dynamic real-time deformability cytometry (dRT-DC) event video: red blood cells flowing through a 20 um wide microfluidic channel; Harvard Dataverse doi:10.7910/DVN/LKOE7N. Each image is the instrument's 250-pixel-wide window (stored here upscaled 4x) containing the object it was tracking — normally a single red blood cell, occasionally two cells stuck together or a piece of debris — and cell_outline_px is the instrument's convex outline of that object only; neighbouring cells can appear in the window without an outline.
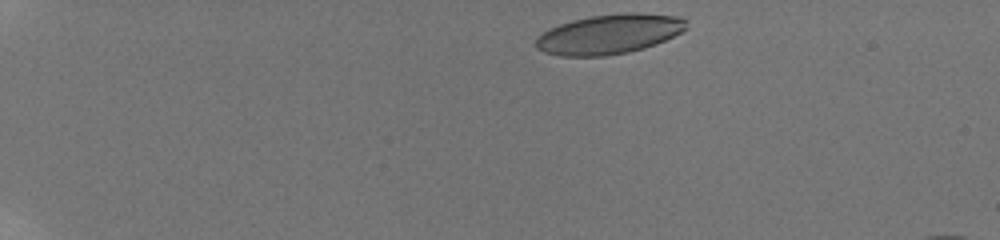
{"species": "human", "species_latin": "Homo sapiens", "temperature_condition": "room temperature", "stored_images_in_passage": 41, "camera_frame_rate_fps": 3000, "um_per_image_px": 0.085, "donor": {"sex": "male"}, "frame": {"image": 1, "passage_image": 2, "time_ms": 0.333, "image_size_px": [1000, 240], "cell_outline_px": [[688, 28], [656, 44], [644, 48], [628, 52], [604, 56], [560, 56], [544, 52], [536, 48], [536, 36], [560, 24], [572, 20], [592, 16], [624, 12], [632, 12], [676, 16], [688, 20]], "centroid_in_image_um": [51.79, 2.9], "position_along_channel_um": 33.2, "area_um2": 34.74}}
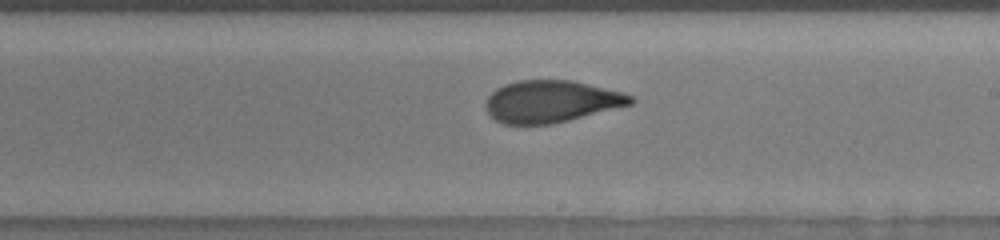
{"frame": {"image": 2, "passage_image": 21, "time_ms": 8.667, "image_size_px": [1000, 240], "cell_outline_px": [[636, 100], [632, 104], [552, 124], [504, 124], [496, 120], [484, 108], [484, 104], [488, 96], [496, 88], [504, 84], [516, 80], [572, 80], [620, 92], [632, 96]], "centroid_in_image_um": [46.8, 8.62], "position_along_channel_um": 242.2, "area_um2": 35.32}}
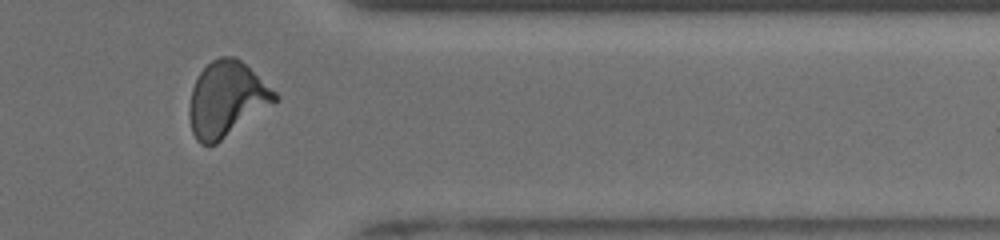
{"frame": {"image": 3, "passage_image": 29, "time_ms": 12.667, "image_size_px": [1000, 240], "cell_outline_px": [[280, 100], [216, 144], [200, 144], [196, 140], [192, 132], [188, 116], [188, 108], [192, 88], [200, 72], [212, 60], [220, 56], [232, 56], [240, 60], [276, 92], [280, 96]], "centroid_in_image_um": [19.26, 8.45], "position_along_channel_um": 392.1, "area_um2": 37.45}, "authors_computed_cell_mechanics": {"area_um2": 35.547, "velocity_mm_per_s": 3.8403, "shape_relaxation_time_tau1_ms": 5.6997, "shape_relaxation_time_tau2_ms": 1.0577, "deformation_change_tau1": 0.1827, "deformation_change_tau2": 0.074}}